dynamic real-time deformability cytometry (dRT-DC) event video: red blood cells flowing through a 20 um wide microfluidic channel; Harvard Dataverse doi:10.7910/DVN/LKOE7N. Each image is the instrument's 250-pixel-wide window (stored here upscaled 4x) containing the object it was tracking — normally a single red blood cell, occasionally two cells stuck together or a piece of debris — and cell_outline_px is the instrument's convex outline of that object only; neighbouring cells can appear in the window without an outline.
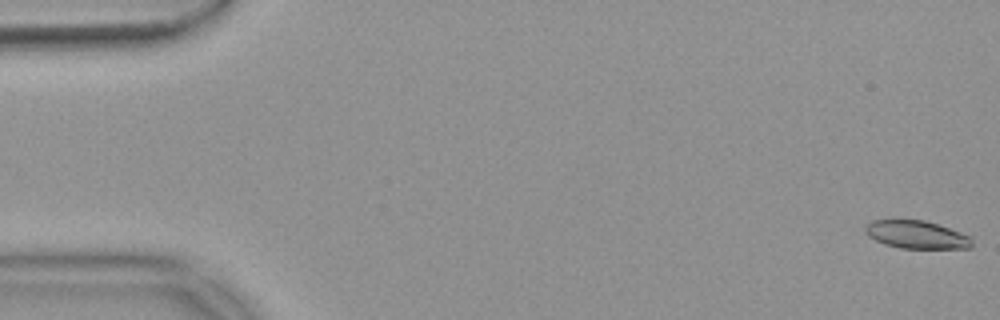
{"species": "common noctule bat (a hibernating species)", "species_latin": "Nyctalus noctula", "temperature_condition": "warm", "stored_images_in_passage": 17, "camera_frame_rate_fps": 3000, "um_per_image_px": 0.085, "animal": {"sex": "female", "body_mass_g": 18.4}, "frame": {"image": 1, "passage_image": 1, "time_ms": 0.0, "image_size_px": [1000, 320], "cell_outline_px": [[972, 248], [900, 248], [884, 244], [868, 236], [864, 232], [864, 224], [872, 220], [924, 220], [972, 236]], "centroid_in_image_um": [77.88, 19.94], "position_along_channel_um": 7.1, "area_um2": 17.4}}